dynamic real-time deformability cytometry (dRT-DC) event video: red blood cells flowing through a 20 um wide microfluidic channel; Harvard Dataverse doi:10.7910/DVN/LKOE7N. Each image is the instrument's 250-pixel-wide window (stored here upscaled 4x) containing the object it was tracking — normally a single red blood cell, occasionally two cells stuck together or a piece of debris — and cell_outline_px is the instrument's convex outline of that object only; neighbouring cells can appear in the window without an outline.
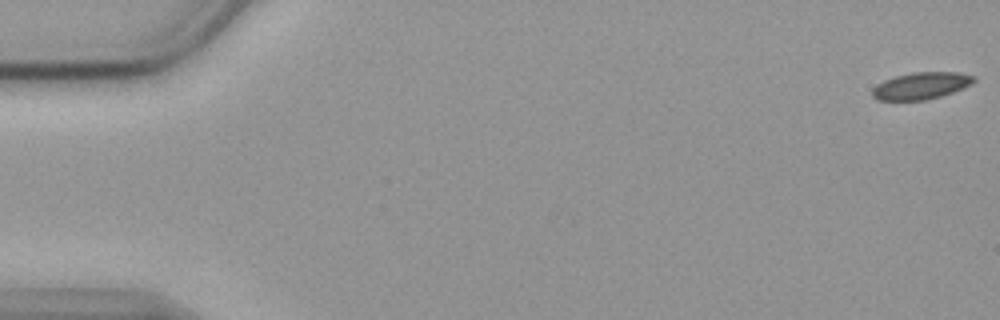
{"species": "common noctule bat (a hibernating species)", "species_latin": "Nyctalus noctula", "temperature_condition": "cold", "stored_images_in_passage": 57, "camera_frame_rate_fps": 3000, "um_per_image_px": 0.085, "animal": {"sex": "female", "body_mass_g": 19.9}, "frame": {"image": 1, "passage_image": 1, "time_ms": 0.0, "image_size_px": [1000, 320], "cell_outline_px": [[976, 80], [972, 84], [952, 92], [940, 96], [924, 100], [876, 100], [872, 96], [872, 88], [876, 84], [884, 80], [896, 76], [912, 72], [960, 72], [976, 76]], "centroid_in_image_um": [78.29, 7.28], "position_along_channel_um": 6.7, "area_um2": 16.01}}
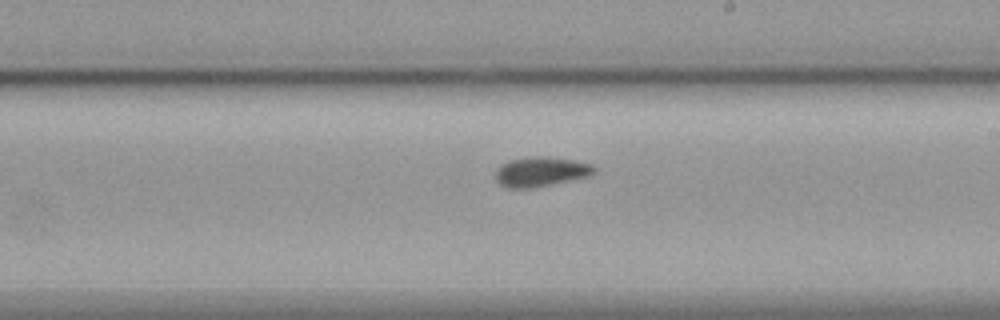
{"frame": {"image": 2, "passage_image": 33, "time_ms": 10.667, "image_size_px": [1000, 320], "cell_outline_px": [[596, 172], [592, 176], [532, 188], [508, 188], [500, 184], [496, 180], [496, 168], [500, 164], [508, 160], [536, 156], [548, 156], [576, 160], [592, 164], [596, 168]], "centroid_in_image_um": [46.01, 14.58], "position_along_channel_um": 243.0, "area_um2": 17.4}}
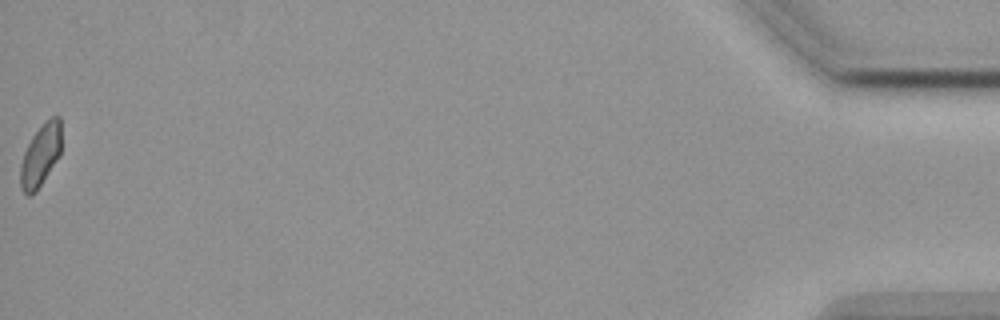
{"frame": {"image": 3, "passage_image": 57, "time_ms": 18.667, "image_size_px": [1000, 320], "cell_outline_px": [[60, 156], [36, 192], [28, 196], [24, 192], [20, 184], [20, 164], [24, 152], [32, 136], [52, 116], [60, 116]], "centroid_in_image_um": [3.44, 13.24], "position_along_channel_um": 431.8, "area_um2": 14.62}, "authors_computed_cell_mechanics": {"area_um2": 16.4152, "velocity_mm_per_s": 3.5618, "shape_relaxation_time_tau1_ms": 4.1974, "shape_relaxation_time_tau2_ms": 4.2675, "deformation_change_tau1": 0.0822, "deformation_change_tau2": 0.0769}}